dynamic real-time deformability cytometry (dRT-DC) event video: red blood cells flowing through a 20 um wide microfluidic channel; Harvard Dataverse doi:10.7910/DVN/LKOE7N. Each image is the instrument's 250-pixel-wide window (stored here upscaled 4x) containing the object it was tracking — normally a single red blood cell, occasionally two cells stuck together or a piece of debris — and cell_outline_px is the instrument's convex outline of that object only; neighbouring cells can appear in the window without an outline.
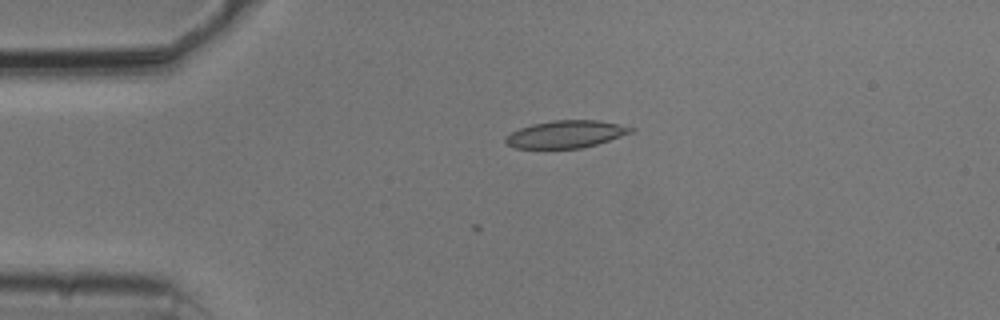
{"species": "common noctule bat (a hibernating species)", "species_latin": "Nyctalus noctula", "temperature_condition": "cold", "stored_images_in_passage": 10, "camera_frame_rate_fps": 3000, "um_per_image_px": 0.085, "animal": {"sex": "male", "body_mass_g": 20.5, "forearm_length_mm": 52.5}, "frame": {"image": 1, "passage_image": 1, "time_ms": 0.0, "image_size_px": [1000, 320], "cell_outline_px": [[636, 132], [596, 144], [580, 148], [516, 148], [508, 144], [504, 140], [504, 136], [520, 128], [532, 124], [552, 120], [596, 120], [636, 128]], "centroid_in_image_um": [48.12, 11.4], "position_along_channel_um": 36.9, "area_um2": 19.94}}